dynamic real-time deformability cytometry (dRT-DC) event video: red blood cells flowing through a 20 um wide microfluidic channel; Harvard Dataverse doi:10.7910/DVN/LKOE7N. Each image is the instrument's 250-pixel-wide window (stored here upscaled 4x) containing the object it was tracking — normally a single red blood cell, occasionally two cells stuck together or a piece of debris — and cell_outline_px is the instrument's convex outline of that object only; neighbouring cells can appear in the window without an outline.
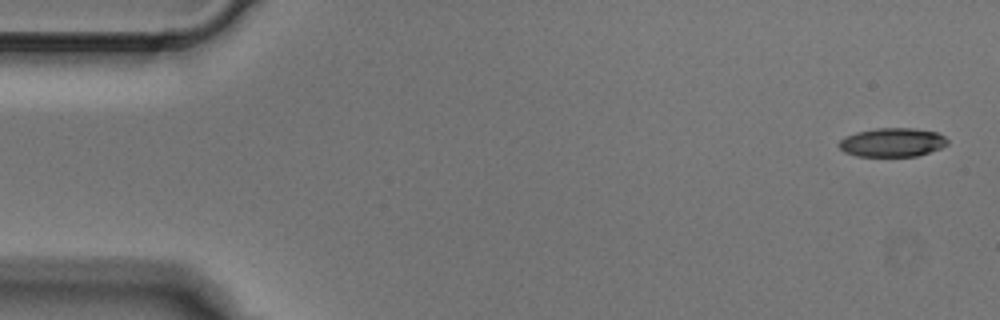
{"species": "Egyptian fruit bat (a non-hibernating species)", "species_latin": "Rousettus aegyptiacus", "temperature_condition": "cold", "stored_images_in_passage": 4, "segment_of_instrument_passage": [2, 2], "camera_frame_rate_fps": 3000, "um_per_image_px": 0.085, "animal": {"sex": "male"}, "frame": {"image": 1, "passage_image": 4, "time_ms": 1.0, "image_size_px": [1000, 320], "cell_outline_px": [[948, 144], [940, 148], [916, 156], [856, 156], [844, 152], [836, 144], [844, 136], [856, 132], [876, 128], [912, 128], [936, 132], [944, 136], [948, 140]], "centroid_in_image_um": [75.8, 12.1], "position_along_channel_um": 9.2, "area_um2": 18.26}}